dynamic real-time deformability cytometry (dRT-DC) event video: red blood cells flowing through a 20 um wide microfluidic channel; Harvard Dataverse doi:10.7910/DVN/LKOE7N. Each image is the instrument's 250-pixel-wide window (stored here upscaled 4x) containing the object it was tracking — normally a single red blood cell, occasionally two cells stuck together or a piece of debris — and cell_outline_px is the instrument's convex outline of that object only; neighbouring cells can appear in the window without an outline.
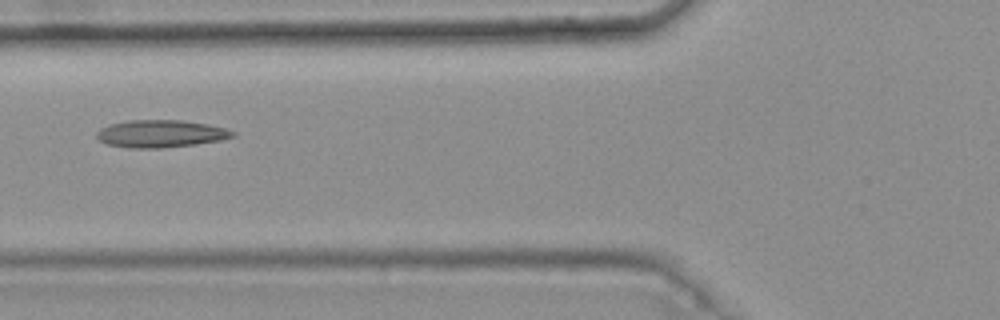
{"species": "common noctule bat (a hibernating species)", "species_latin": "Nyctalus noctula", "temperature_condition": "warm", "stored_images_in_passage": 9, "camera_frame_rate_fps": 3000, "um_per_image_px": 0.085, "animal": {"sex": "female", "body_mass_g": 25.1}, "frame": {"image": 1, "passage_image": 6, "time_ms": 1.667, "image_size_px": [1000, 320], "cell_outline_px": [[236, 136], [220, 140], [196, 144], [160, 148], [132, 148], [108, 144], [100, 140], [96, 136], [96, 132], [100, 128], [108, 124], [128, 120], [184, 120], [208, 124], [224, 128], [236, 132]], "centroid_in_image_um": [13.66, 11.35], "position_along_channel_um": 112.1, "area_um2": 21.79}}
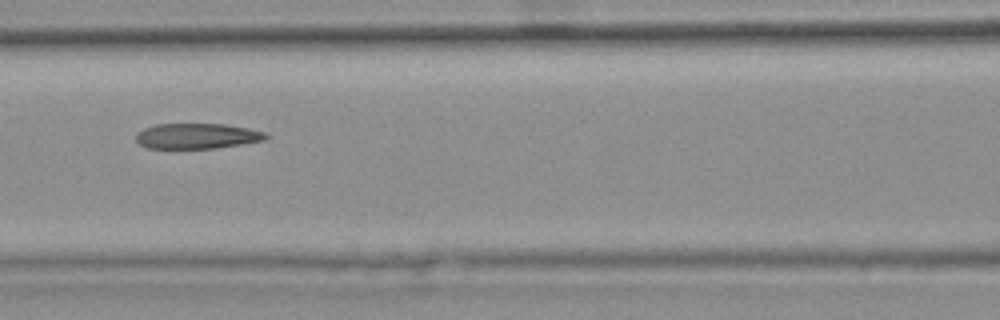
{"frame": {"image": 2, "passage_image": 7, "time_ms": 2.0, "image_size_px": [1000, 320], "cell_outline_px": [[268, 136], [264, 140], [216, 148], [148, 148], [140, 144], [136, 140], [136, 132], [144, 128], [156, 124], [224, 124], [248, 128], [264, 132]], "centroid_in_image_um": [16.71, 11.56], "position_along_channel_um": 149.9, "area_um2": 19.07}}